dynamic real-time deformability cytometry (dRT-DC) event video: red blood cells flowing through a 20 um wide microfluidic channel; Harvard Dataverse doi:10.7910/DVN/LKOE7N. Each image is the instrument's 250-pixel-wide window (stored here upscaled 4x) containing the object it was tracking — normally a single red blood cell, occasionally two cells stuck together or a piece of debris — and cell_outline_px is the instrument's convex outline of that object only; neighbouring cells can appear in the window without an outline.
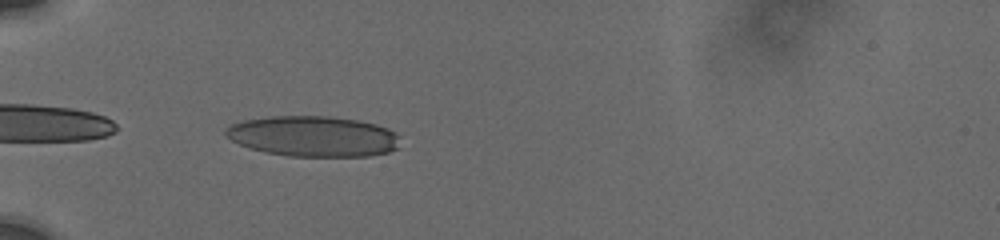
{"species": "human", "species_latin": "Homo sapiens", "temperature_condition": "cold", "stored_images_in_passage": 50, "camera_frame_rate_fps": 3000, "um_per_image_px": 0.085, "donor": {"sex": "male"}, "frame": {"image": 1, "passage_image": 10, "time_ms": 5.0, "image_size_px": [1000, 240], "cell_outline_px": [[400, 148], [388, 152], [368, 156], [288, 156], [264, 152], [248, 148], [224, 136], [224, 128], [228, 124], [244, 120], [268, 116], [328, 116], [356, 120], [376, 124], [388, 128], [396, 132], [400, 136]], "centroid_in_image_um": [26.61, 11.58], "position_along_channel_um": 58.4, "area_um2": 41.79}}
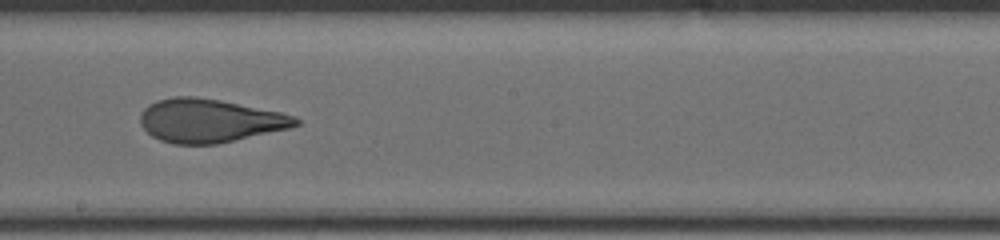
{"frame": {"image": 2, "passage_image": 20, "time_ms": 10.0, "image_size_px": [1000, 240], "cell_outline_px": [[300, 124], [288, 128], [216, 144], [172, 144], [160, 140], [152, 136], [140, 124], [140, 116], [144, 108], [148, 104], [156, 100], [172, 96], [196, 96], [220, 100], [280, 112], [296, 116], [300, 120]], "centroid_in_image_um": [17.78, 10.24], "position_along_channel_um": 230.4, "area_um2": 39.3}}
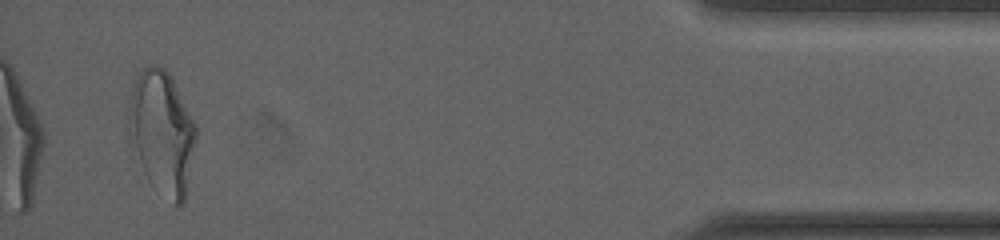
{"frame": {"image": 3, "passage_image": 49, "time_ms": 16.667, "image_size_px": [1000, 240], "cell_outline_px": [[196, 140], [184, 200], [180, 208], [152, 184], [148, 180], [144, 172], [140, 160], [136, 144], [132, 100], [132, 88], [140, 72], [148, 64], [160, 64], [168, 72], [196, 124]], "centroid_in_image_um": [13.88, 11.23], "position_along_channel_um": 421.3, "area_um2": 45.49}, "authors_computed_cell_mechanics": {"area_um2": 40.9224, "velocity_mm_per_s": 3.7496, "shape_relaxation_time_tau1_ms": 6.2342, "shape_relaxation_time_tau2_ms": 0.9355, "deformation_change_tau1": 0.206, "deformation_change_tau2": 0.0871}}